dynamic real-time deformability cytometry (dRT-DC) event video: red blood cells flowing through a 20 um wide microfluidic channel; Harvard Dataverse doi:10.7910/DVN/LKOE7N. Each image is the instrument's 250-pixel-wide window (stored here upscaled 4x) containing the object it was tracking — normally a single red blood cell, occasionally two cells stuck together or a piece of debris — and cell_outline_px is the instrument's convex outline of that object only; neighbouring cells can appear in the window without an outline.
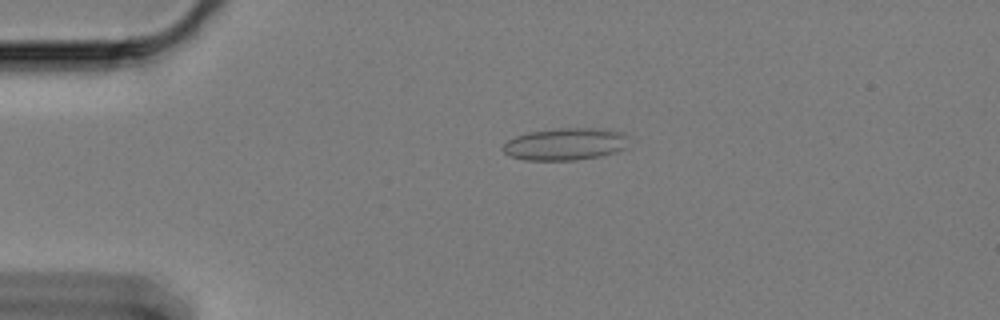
{"species": "Egyptian fruit bat (a non-hibernating species)", "species_latin": "Rousettus aegyptiacus", "temperature_condition": "cold", "stored_images_in_passage": 55, "camera_frame_rate_fps": 3000, "um_per_image_px": 0.085, "animal": {"sex": "female"}, "frame": {"image": 1, "passage_image": 8, "time_ms": 2.333, "image_size_px": [1000, 320], "cell_outline_px": [[628, 148], [616, 152], [600, 156], [576, 160], [524, 160], [508, 156], [500, 148], [508, 140], [516, 136], [528, 132], [556, 128], [604, 128], [620, 132], [624, 136]], "centroid_in_image_um": [48.01, 12.25], "position_along_channel_um": 37.0, "area_um2": 23.76}}
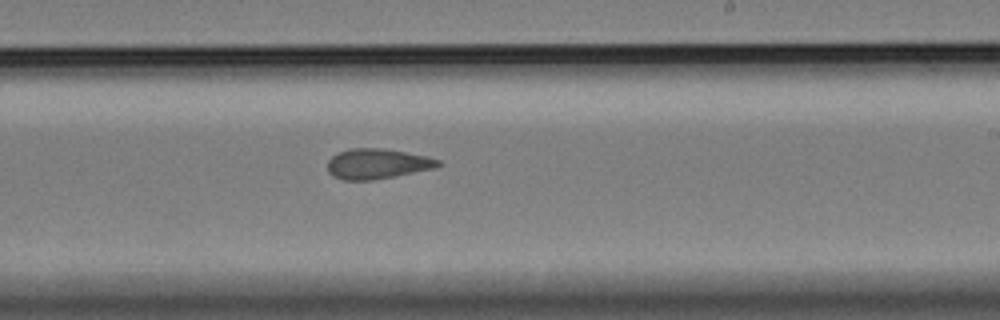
{"frame": {"image": 2, "passage_image": 31, "time_ms": 10.0, "image_size_px": [1000, 320], "cell_outline_px": [[440, 164], [436, 168], [396, 176], [372, 180], [344, 180], [332, 176], [328, 172], [328, 160], [336, 152], [348, 148], [384, 148], [428, 156], [440, 160]], "centroid_in_image_um": [32.05, 13.91], "position_along_channel_um": 256.9, "area_um2": 19.71}}
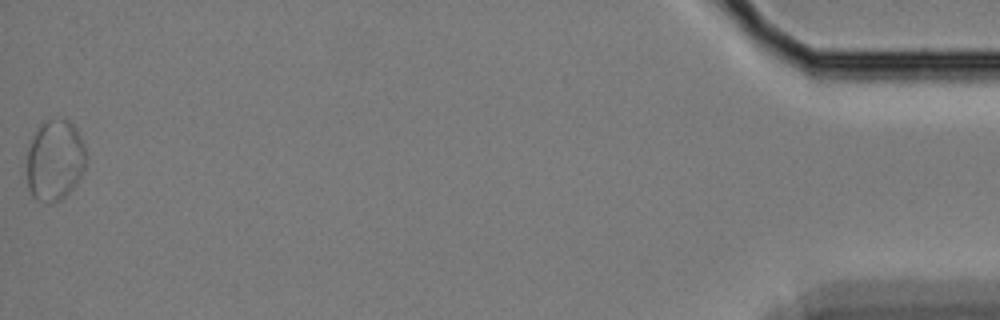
{"frame": {"image": 3, "passage_image": 55, "time_ms": 18.0, "image_size_px": [1000, 320], "cell_outline_px": [[84, 168], [76, 184], [60, 200], [52, 204], [36, 200], [32, 196], [28, 188], [28, 148], [32, 136], [40, 124], [44, 120], [64, 116], [76, 128], [84, 144]], "centroid_in_image_um": [4.64, 13.59], "position_along_channel_um": 430.6, "area_um2": 28.03}, "authors_computed_cell_mechanics": {"area_um2": 20.6924, "velocity_mm_per_s": 3.3105, "shape_relaxation_time_tau1_ms": null, "shape_relaxation_time_tau2_ms": 1.8178, "deformation_change_tau1": null, "deformation_change_tau2": 0.0819}}